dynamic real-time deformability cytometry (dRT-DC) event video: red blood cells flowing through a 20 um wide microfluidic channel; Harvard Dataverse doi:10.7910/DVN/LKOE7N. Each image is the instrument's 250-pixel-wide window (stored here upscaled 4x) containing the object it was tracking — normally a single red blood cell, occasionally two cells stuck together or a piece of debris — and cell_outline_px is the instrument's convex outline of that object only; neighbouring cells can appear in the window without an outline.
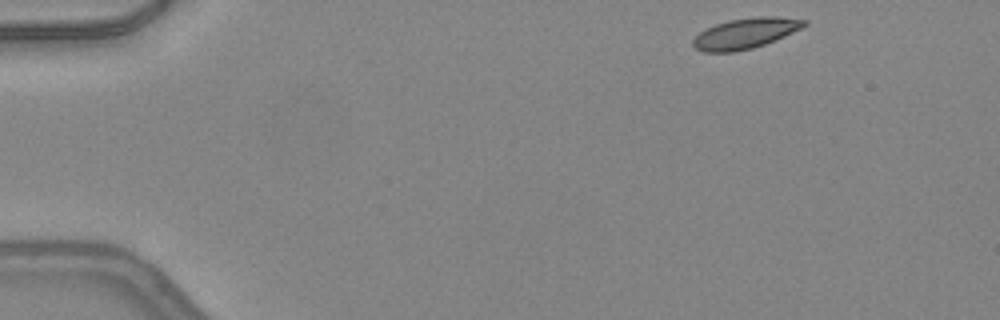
{"species": "common noctule bat (a hibernating species)", "species_latin": "Nyctalus noctula", "temperature_condition": "warm", "stored_images_in_passage": 40, "camera_frame_rate_fps": 3000, "um_per_image_px": 0.085, "animal": {"sex": "female", "body_mass_g": 24.6, "forearm_length_mm": 56.2}, "frame": {"image": 1, "passage_image": 1, "time_ms": 0.0, "image_size_px": [1000, 320], "cell_outline_px": [[808, 24], [792, 32], [764, 44], [752, 48], [732, 52], [704, 52], [696, 48], [692, 44], [692, 40], [700, 32], [716, 24], [728, 20], [756, 16], [776, 16], [808, 20]], "centroid_in_image_um": [63.35, 2.82], "position_along_channel_um": 21.7, "area_um2": 19.54}}
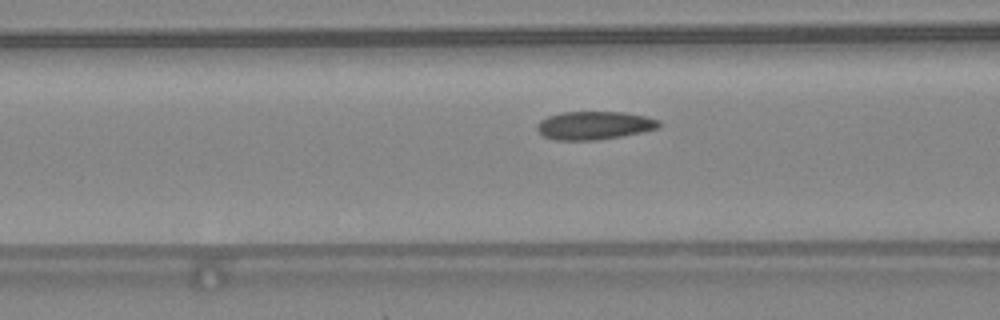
{"frame": {"image": 2, "passage_image": 15, "time_ms": 4.667, "image_size_px": [1000, 320], "cell_outline_px": [[660, 124], [656, 128], [640, 132], [620, 136], [596, 140], [556, 140], [544, 136], [536, 128], [536, 124], [540, 120], [548, 116], [560, 112], [624, 112], [644, 116], [660, 120]], "centroid_in_image_um": [50.46, 10.65], "position_along_channel_um": 116.1, "area_um2": 19.88}}
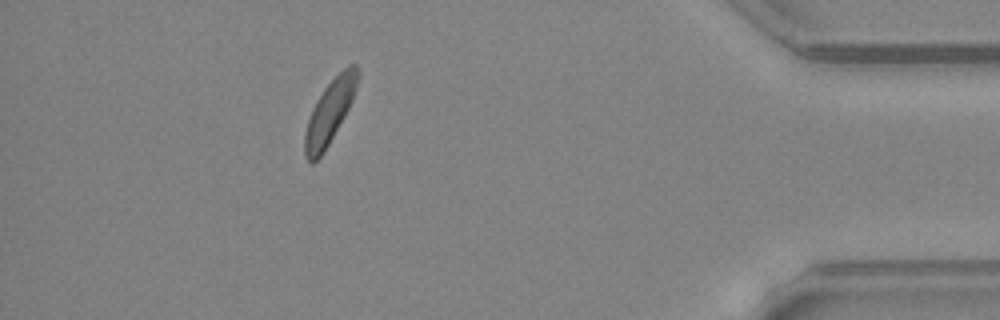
{"frame": {"image": 3, "passage_image": 39, "time_ms": 12.667, "image_size_px": [1000, 320], "cell_outline_px": [[360, 72], [352, 100], [344, 116], [324, 152], [312, 164], [304, 156], [304, 132], [312, 108], [316, 100], [324, 88], [348, 64], [356, 64]], "centroid_in_image_um": [28.0, 9.52], "position_along_channel_um": 407.2, "area_um2": 19.31}}